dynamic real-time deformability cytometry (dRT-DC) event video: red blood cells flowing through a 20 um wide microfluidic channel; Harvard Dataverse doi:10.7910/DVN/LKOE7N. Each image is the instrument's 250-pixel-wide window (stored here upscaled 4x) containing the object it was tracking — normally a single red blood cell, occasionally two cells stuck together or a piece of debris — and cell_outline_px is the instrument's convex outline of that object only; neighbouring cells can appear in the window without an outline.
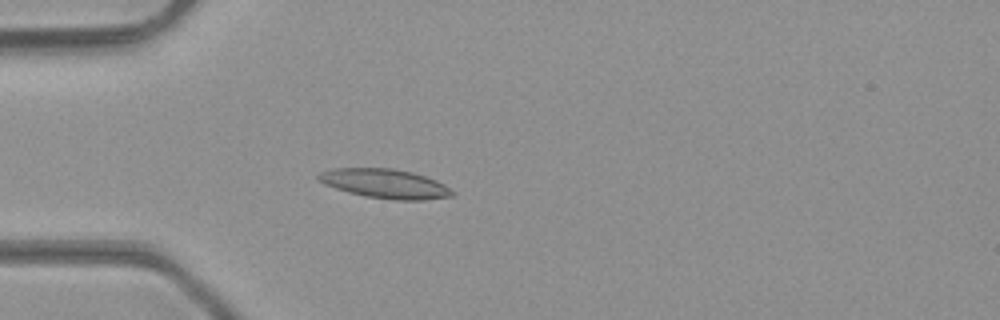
{"species": "common noctule bat (a hibernating species)", "species_latin": "Nyctalus noctula", "temperature_condition": "room temperature", "stored_images_in_passage": 48, "camera_frame_rate_fps": 3000, "um_per_image_px": 0.085, "animal": {"sex": "male", "body_mass_g": 23.1, "forearm_length_mm": 52.7}, "frame": {"image": 1, "passage_image": 14, "time_ms": 4.333, "image_size_px": [1000, 320], "cell_outline_px": [[456, 192], [452, 196], [424, 200], [396, 200], [364, 196], [348, 192], [324, 184], [316, 180], [316, 176], [320, 172], [332, 168], [392, 168], [412, 172], [436, 180], [444, 184]], "centroid_in_image_um": [32.71, 15.61], "position_along_channel_um": 52.3, "area_um2": 22.95}}
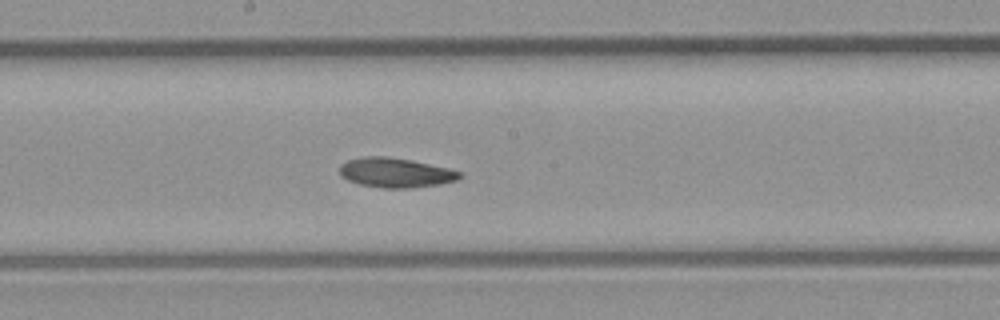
{"frame": {"image": 2, "passage_image": 26, "time_ms": 8.333, "image_size_px": [1000, 320], "cell_outline_px": [[464, 176], [460, 180], [440, 184], [412, 188], [380, 188], [360, 184], [348, 180], [340, 176], [340, 164], [348, 160], [364, 156], [388, 156], [412, 160], [448, 168], [460, 172]], "centroid_in_image_um": [33.64, 14.68], "position_along_channel_um": 214.6, "area_um2": 20.98}}
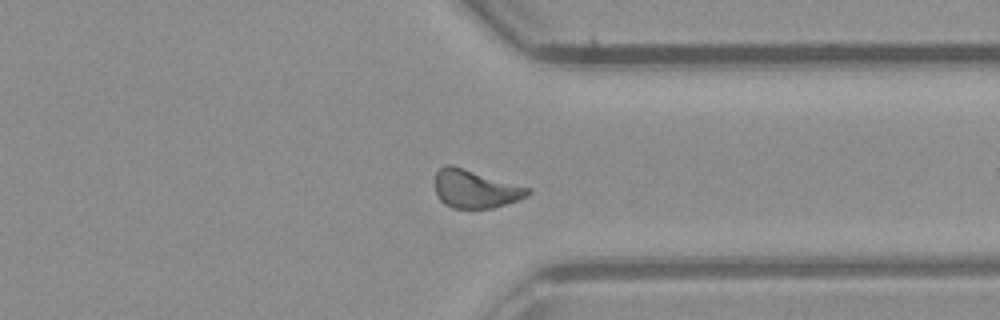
{"frame": {"image": 3, "passage_image": 37, "time_ms": 12.0, "image_size_px": [1000, 320], "cell_outline_px": [[532, 192], [528, 196], [492, 208], [452, 208], [444, 204], [440, 200], [436, 192], [436, 172], [444, 164], [452, 164], [532, 188]], "centroid_in_image_um": [40.41, 16.04], "position_along_channel_um": 371.0, "area_um2": 20.75}}